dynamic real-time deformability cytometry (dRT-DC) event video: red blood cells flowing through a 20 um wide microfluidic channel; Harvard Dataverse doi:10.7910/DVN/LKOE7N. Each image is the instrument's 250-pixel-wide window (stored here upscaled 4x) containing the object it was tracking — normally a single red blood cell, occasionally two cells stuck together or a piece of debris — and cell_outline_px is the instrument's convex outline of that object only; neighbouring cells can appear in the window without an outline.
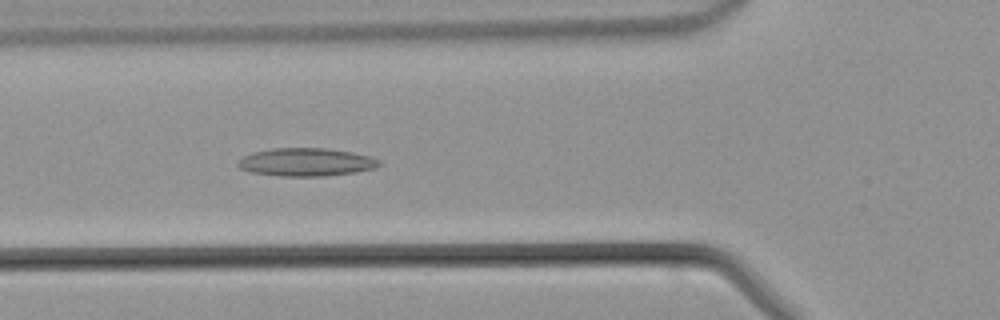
{"species": "common noctule bat (a hibernating species)", "species_latin": "Nyctalus noctula", "temperature_condition": "warm", "stored_images_in_passage": 43, "camera_frame_rate_fps": 3000, "um_per_image_px": 0.085, "animal": {"sex": "male", "body_mass_g": 21.5, "forearm_length_mm": 52.0}, "frame": {"image": 1, "passage_image": 14, "time_ms": 4.333, "image_size_px": [1000, 320], "cell_outline_px": [[384, 164], [376, 168], [356, 172], [324, 176], [280, 176], [252, 172], [240, 168], [236, 164], [236, 160], [252, 152], [272, 148], [324, 148], [352, 152], [372, 156], [380, 160]], "centroid_in_image_um": [26.05, 13.77], "position_along_channel_um": 99.7, "area_um2": 23.35}}
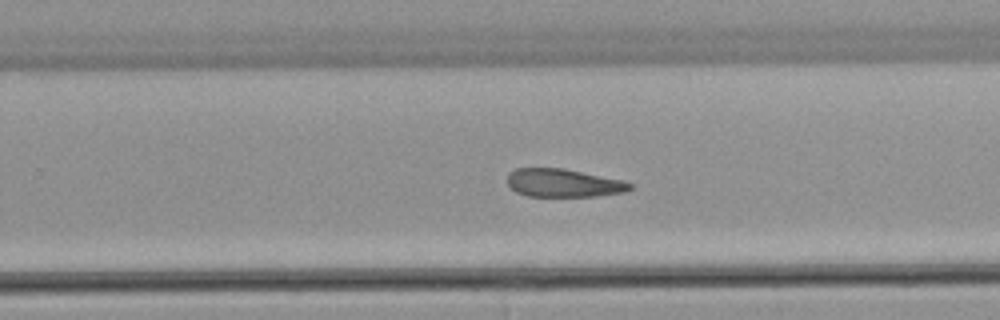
{"frame": {"image": 2, "passage_image": 26, "time_ms": 8.333, "image_size_px": [1000, 320], "cell_outline_px": [[632, 188], [624, 192], [596, 196], [528, 196], [516, 192], [508, 184], [508, 172], [516, 168], [564, 168], [624, 180], [632, 184]], "centroid_in_image_um": [47.9, 15.54], "position_along_channel_um": 281.9, "area_um2": 20.17}}
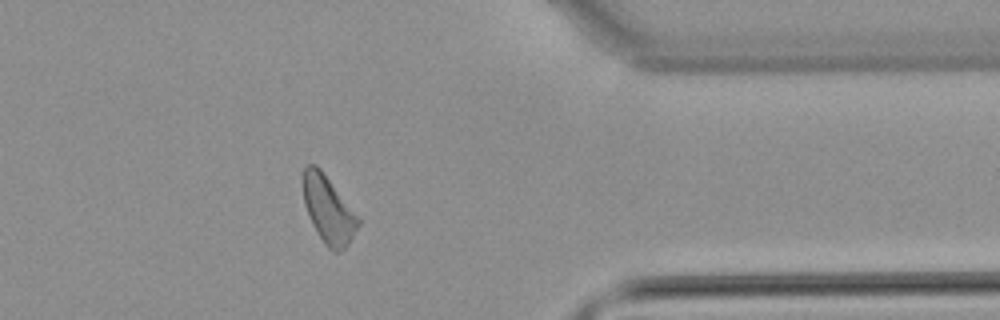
{"frame": {"image": 3, "passage_image": 34, "time_ms": 11.0, "image_size_px": [1000, 320], "cell_outline_px": [[360, 224], [348, 244], [340, 252], [332, 252], [324, 244], [312, 224], [304, 204], [300, 180], [304, 164], [316, 164], [320, 168], [360, 220]], "centroid_in_image_um": [27.84, 17.79], "position_along_channel_um": 383.6, "area_um2": 21.68}}